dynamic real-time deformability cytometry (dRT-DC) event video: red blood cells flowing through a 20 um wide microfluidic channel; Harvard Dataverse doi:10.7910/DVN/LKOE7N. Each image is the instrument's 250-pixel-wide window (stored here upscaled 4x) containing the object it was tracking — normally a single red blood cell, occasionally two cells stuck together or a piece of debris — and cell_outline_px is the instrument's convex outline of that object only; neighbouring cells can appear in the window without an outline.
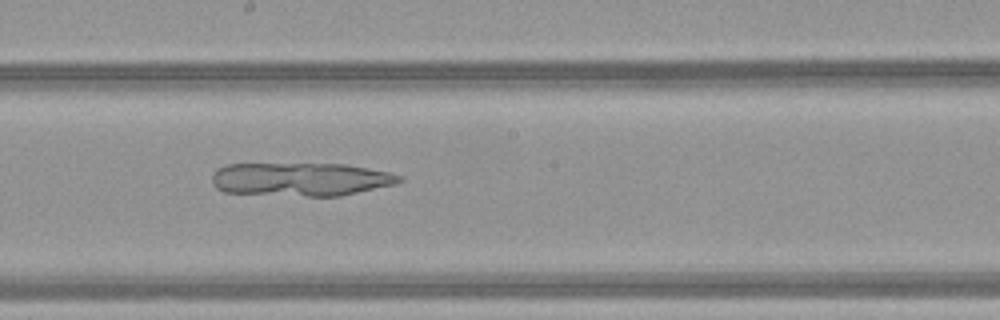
{"species": "common noctule bat (a hibernating species)", "species_latin": "Nyctalus noctula", "temperature_condition": "warm", "stored_images_in_passage": 50, "camera_frame_rate_fps": 3000, "um_per_image_px": 0.085, "animal": {"sex": "female", "body_mass_g": 21.9}, "frame": {"image": 1, "passage_image": 29, "time_ms": 9.333, "image_size_px": [1000, 320], "cell_outline_px": [[404, 180], [396, 184], [340, 196], [308, 196], [224, 192], [216, 188], [212, 184], [212, 176], [220, 168], [228, 164], [344, 164], [388, 172], [404, 176]], "centroid_in_image_um": [25.6, 15.24], "position_along_channel_um": 222.6, "area_um2": 36.3}}